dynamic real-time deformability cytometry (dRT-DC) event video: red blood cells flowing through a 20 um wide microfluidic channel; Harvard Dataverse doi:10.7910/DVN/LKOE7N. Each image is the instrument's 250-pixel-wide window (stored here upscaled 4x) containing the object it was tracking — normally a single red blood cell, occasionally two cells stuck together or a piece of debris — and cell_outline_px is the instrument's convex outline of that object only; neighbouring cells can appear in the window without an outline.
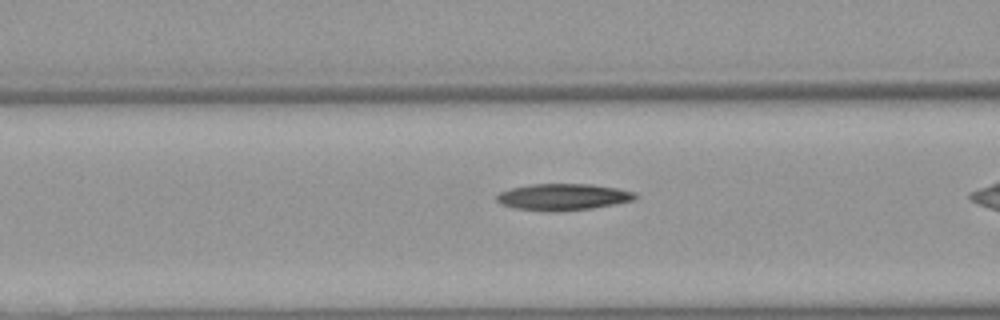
{"species": "Egyptian fruit bat (a non-hibernating species)", "species_latin": "Rousettus aegyptiacus", "temperature_condition": "warm", "stored_images_in_passage": 26, "camera_frame_rate_fps": 3000, "um_per_image_px": 0.085, "animal": {"sex": "female"}, "frame": {"image": 1, "passage_image": 6, "time_ms": 1.667, "image_size_px": [1000, 320], "cell_outline_px": [[640, 196], [636, 200], [616, 204], [592, 208], [516, 208], [500, 204], [496, 200], [496, 196], [500, 192], [508, 188], [528, 184], [592, 184], [616, 188], [636, 192]], "centroid_in_image_um": [47.93, 16.68], "position_along_channel_um": 118.7, "area_um2": 20.63}}
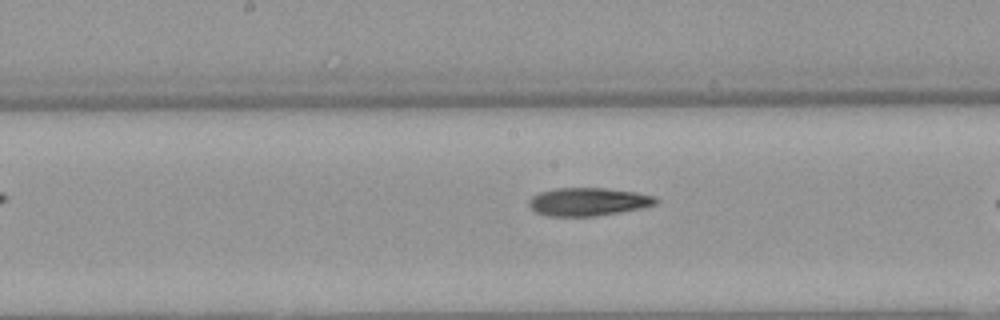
{"frame": {"image": 2, "passage_image": 12, "time_ms": 3.667, "image_size_px": [1000, 320], "cell_outline_px": [[660, 200], [656, 204], [640, 208], [620, 212], [596, 216], [548, 216], [536, 212], [528, 204], [528, 200], [532, 196], [540, 192], [556, 188], [604, 188], [636, 192], [652, 196]], "centroid_in_image_um": [49.98, 17.15], "position_along_channel_um": 198.2, "area_um2": 20.69}}
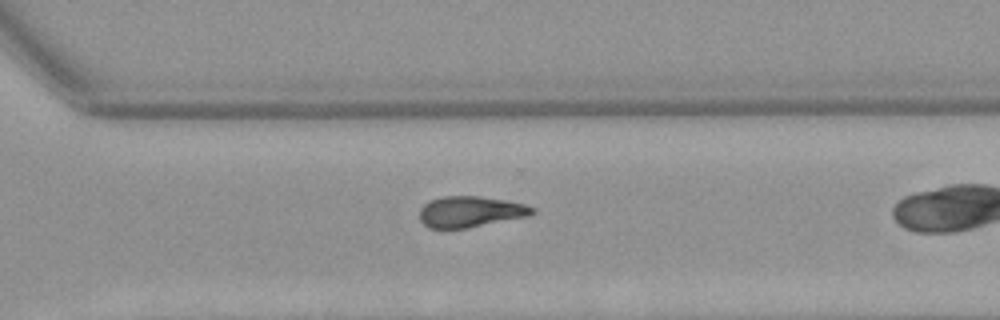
{"frame": {"image": 3, "passage_image": 22, "time_ms": 7.0, "image_size_px": [1000, 320], "cell_outline_px": [[536, 212], [528, 216], [468, 228], [428, 228], [420, 220], [420, 208], [424, 204], [432, 200], [444, 196], [480, 196], [504, 200], [524, 204], [536, 208]], "centroid_in_image_um": [39.99, 18.0], "position_along_channel_um": 330.6, "area_um2": 20.29}}